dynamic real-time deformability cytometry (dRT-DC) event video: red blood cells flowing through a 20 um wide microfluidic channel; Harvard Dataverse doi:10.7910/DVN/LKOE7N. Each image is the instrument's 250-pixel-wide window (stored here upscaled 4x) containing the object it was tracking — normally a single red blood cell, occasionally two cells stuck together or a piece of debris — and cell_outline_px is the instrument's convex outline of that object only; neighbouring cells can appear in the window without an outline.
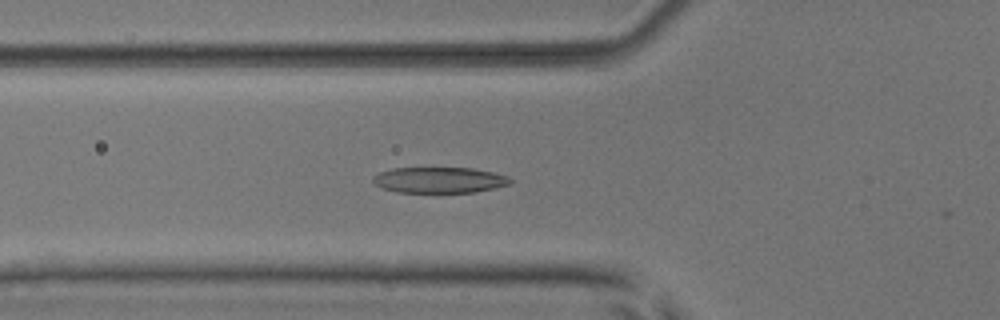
{"species": "common noctule bat (a hibernating species)", "species_latin": "Nyctalus noctula", "temperature_condition": "room temperature", "stored_images_in_passage": 27, "camera_frame_rate_fps": 3000, "um_per_image_px": 0.085, "animal": {"sex": "male", "body_mass_g": 17.9, "forearm_length_mm": 54.2}, "frame": {"image": 1, "passage_image": 4, "time_ms": 1.0, "image_size_px": [1000, 320], "cell_outline_px": [[512, 184], [496, 188], [476, 192], [396, 192], [380, 188], [372, 180], [372, 176], [380, 172], [392, 168], [472, 168], [492, 172], [508, 176], [512, 180]], "centroid_in_image_um": [37.35, 15.3], "position_along_channel_um": 88.4, "area_um2": 20.81}}
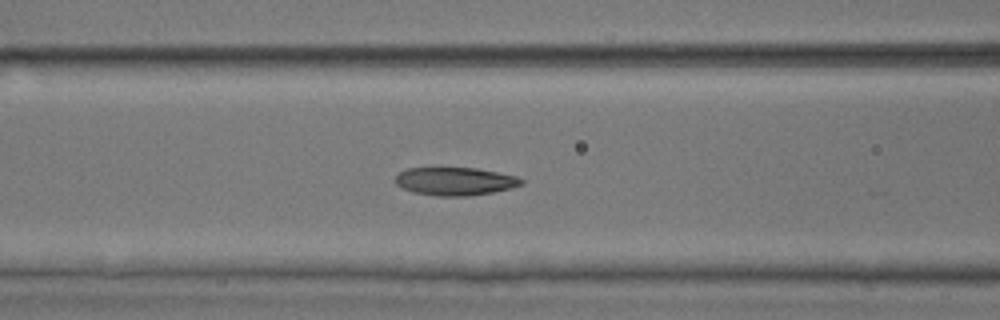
{"frame": {"image": 2, "passage_image": 7, "time_ms": 2.0, "image_size_px": [1000, 320], "cell_outline_px": [[524, 184], [512, 188], [472, 196], [436, 196], [412, 192], [396, 184], [396, 176], [400, 172], [408, 168], [432, 164], [476, 168], [516, 176], [524, 180]], "centroid_in_image_um": [38.64, 15.36], "position_along_channel_um": 128.0, "area_um2": 21.56}}
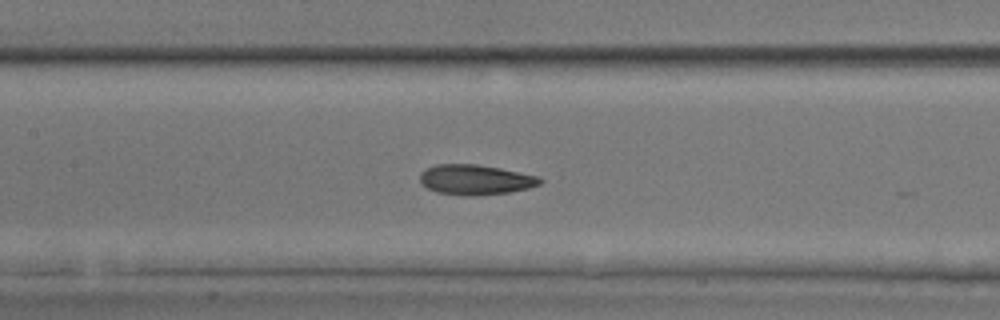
{"frame": {"image": 3, "passage_image": 10, "time_ms": 3.0, "image_size_px": [1000, 320], "cell_outline_px": [[544, 180], [540, 184], [528, 188], [508, 192], [476, 196], [464, 196], [436, 192], [420, 184], [420, 172], [424, 168], [436, 164], [476, 164], [500, 168], [540, 176]], "centroid_in_image_um": [40.39, 15.27], "position_along_channel_um": 167.0, "area_um2": 21.33}}